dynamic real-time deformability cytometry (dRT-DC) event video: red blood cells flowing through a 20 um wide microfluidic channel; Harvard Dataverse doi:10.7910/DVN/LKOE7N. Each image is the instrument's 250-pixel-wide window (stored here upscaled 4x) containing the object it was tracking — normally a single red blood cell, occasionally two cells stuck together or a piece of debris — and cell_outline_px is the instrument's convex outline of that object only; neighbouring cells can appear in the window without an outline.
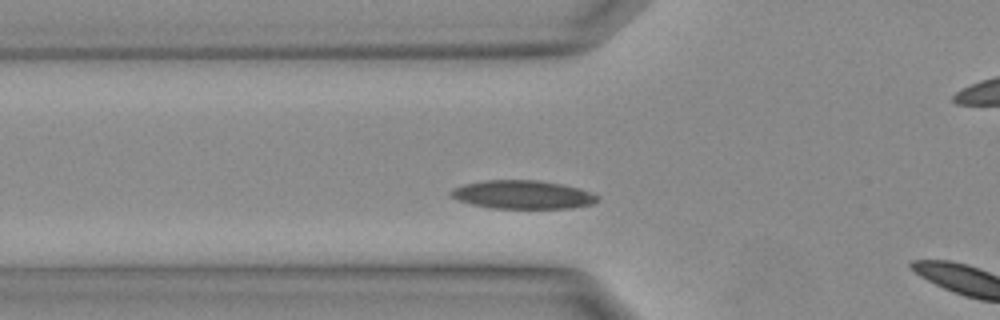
{"species": "Egyptian fruit bat (a non-hibernating species)", "species_latin": "Rousettus aegyptiacus", "temperature_condition": "warm", "stored_images_in_passage": 6, "camera_frame_rate_fps": 3000, "um_per_image_px": 0.085, "animal": {"sex": "female"}, "frame": {"image": 1, "passage_image": 5, "time_ms": 1.333, "image_size_px": [1000, 320], "cell_outline_px": [[600, 200], [592, 204], [572, 208], [492, 208], [472, 204], [456, 200], [448, 192], [452, 188], [464, 184], [484, 180], [540, 180], [580, 188], [592, 192], [600, 196]], "centroid_in_image_um": [44.44, 16.54], "position_along_channel_um": 81.4, "area_um2": 24.51}}